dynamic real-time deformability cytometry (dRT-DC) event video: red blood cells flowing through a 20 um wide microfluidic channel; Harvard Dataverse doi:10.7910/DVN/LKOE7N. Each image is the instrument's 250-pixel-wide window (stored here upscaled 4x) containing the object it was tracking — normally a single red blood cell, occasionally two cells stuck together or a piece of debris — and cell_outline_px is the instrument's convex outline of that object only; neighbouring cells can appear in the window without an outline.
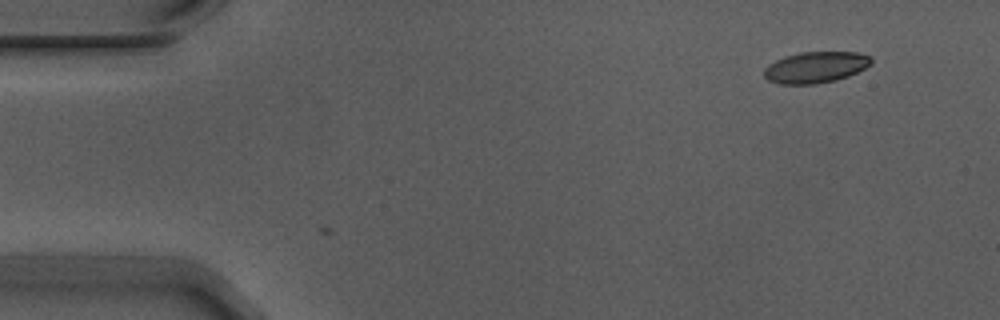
{"species": "Egyptian fruit bat (a non-hibernating species)", "species_latin": "Rousettus aegyptiacus", "temperature_condition": "warm", "stored_images_in_passage": 4, "camera_frame_rate_fps": 3000, "um_per_image_px": 0.085, "animal": {"sex": "male"}, "frame": {"image": 1, "passage_image": 1, "time_ms": 0.0, "image_size_px": [1000, 320], "cell_outline_px": [[872, 64], [848, 76], [836, 80], [816, 84], [780, 84], [768, 80], [764, 76], [764, 68], [768, 64], [784, 56], [800, 52], [856, 52], [868, 56], [872, 60]], "centroid_in_image_um": [69.29, 5.72], "position_along_channel_um": 15.7, "area_um2": 19.48}}
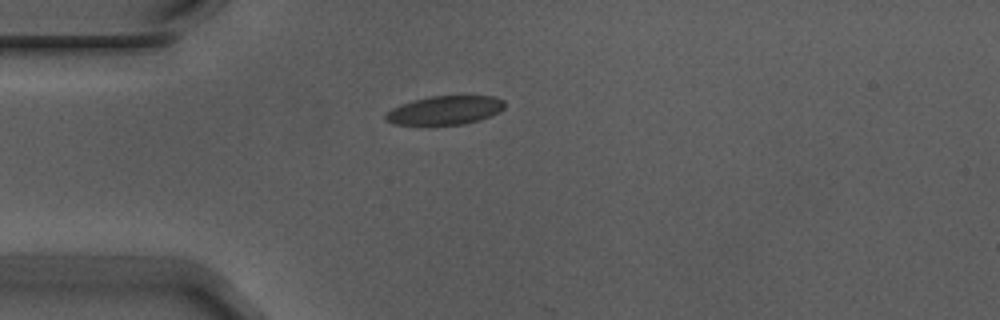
{"frame": {"image": 2, "passage_image": 3, "time_ms": 0.667, "image_size_px": [1000, 320], "cell_outline_px": [[504, 108], [500, 112], [480, 120], [464, 124], [396, 124], [384, 120], [384, 116], [392, 108], [400, 104], [412, 100], [432, 96], [492, 96], [504, 100]], "centroid_in_image_um": [37.83, 9.36], "position_along_channel_um": 47.2, "area_um2": 19.83}}